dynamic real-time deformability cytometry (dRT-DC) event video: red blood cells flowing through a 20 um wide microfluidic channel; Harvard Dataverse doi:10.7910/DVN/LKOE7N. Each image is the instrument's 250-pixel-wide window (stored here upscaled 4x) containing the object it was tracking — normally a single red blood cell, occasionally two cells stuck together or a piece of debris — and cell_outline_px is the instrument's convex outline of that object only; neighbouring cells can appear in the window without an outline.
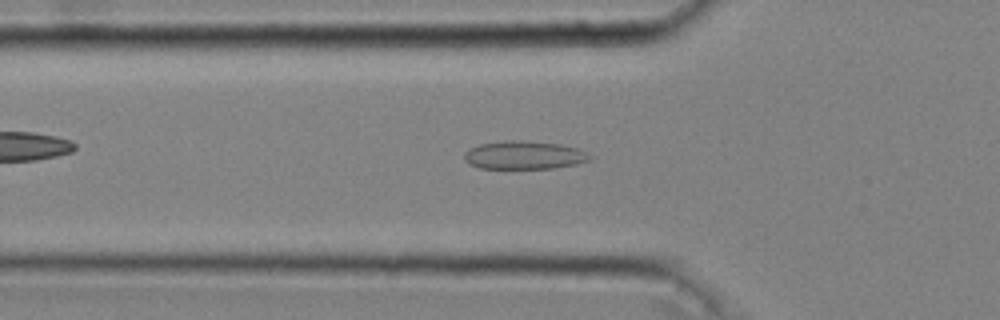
{"species": "common noctule bat (a hibernating species)", "species_latin": "Nyctalus noctula", "temperature_condition": "cold", "stored_images_in_passage": 47, "camera_frame_rate_fps": 3000, "um_per_image_px": 0.085, "animal": {"sex": "male", "body_mass_g": 20.4}, "frame": {"image": 1, "passage_image": 15, "time_ms": 4.667, "image_size_px": [1000, 320], "cell_outline_px": [[592, 156], [588, 160], [576, 164], [556, 168], [480, 168], [468, 164], [464, 160], [464, 152], [468, 148], [480, 144], [504, 140], [512, 140], [560, 144], [576, 148], [588, 152]], "centroid_in_image_um": [44.51, 13.19], "position_along_channel_um": 81.3, "area_um2": 20.63}}
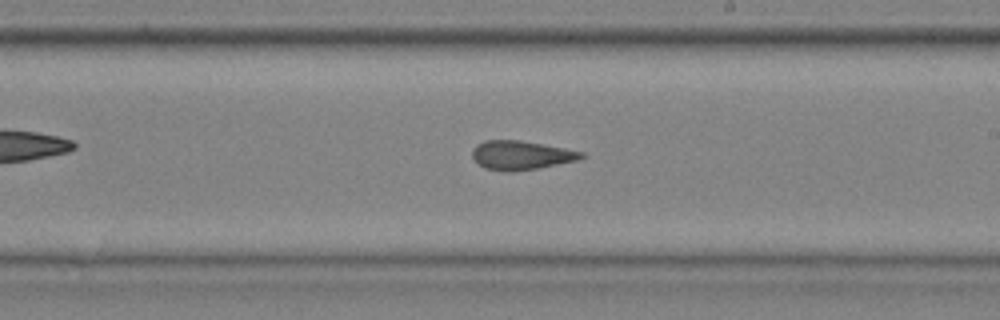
{"frame": {"image": 2, "passage_image": 27, "time_ms": 8.667, "image_size_px": [1000, 320], "cell_outline_px": [[588, 156], [576, 160], [536, 168], [484, 168], [476, 164], [472, 156], [472, 148], [476, 144], [484, 140], [520, 140], [564, 148], [584, 152]], "centroid_in_image_um": [44.28, 13.13], "position_along_channel_um": 244.7, "area_um2": 17.69}}
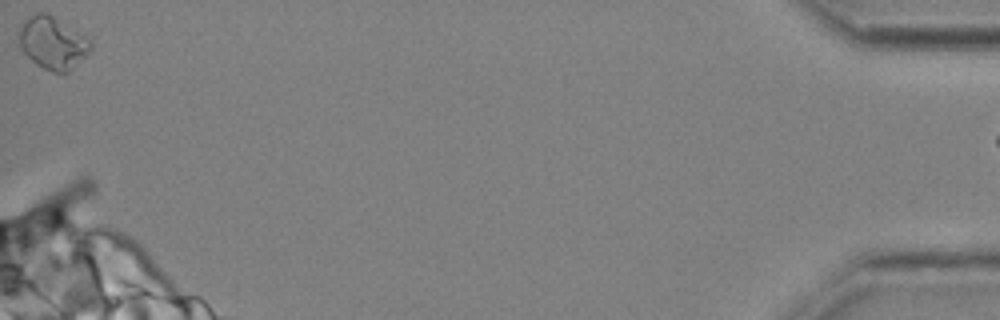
{"frame": {"image": 3, "passage_image": 46, "time_ms": 15.0, "image_size_px": [1000, 320], "cell_outline_px": [[92, 48], [68, 72], [52, 72], [36, 64], [20, 48], [16, 40], [16, 32], [24, 20], [28, 16], [40, 12], [44, 12], [52, 16], [92, 40]], "centroid_in_image_um": [4.41, 3.63], "position_along_channel_um": 430.8, "area_um2": 21.85}}